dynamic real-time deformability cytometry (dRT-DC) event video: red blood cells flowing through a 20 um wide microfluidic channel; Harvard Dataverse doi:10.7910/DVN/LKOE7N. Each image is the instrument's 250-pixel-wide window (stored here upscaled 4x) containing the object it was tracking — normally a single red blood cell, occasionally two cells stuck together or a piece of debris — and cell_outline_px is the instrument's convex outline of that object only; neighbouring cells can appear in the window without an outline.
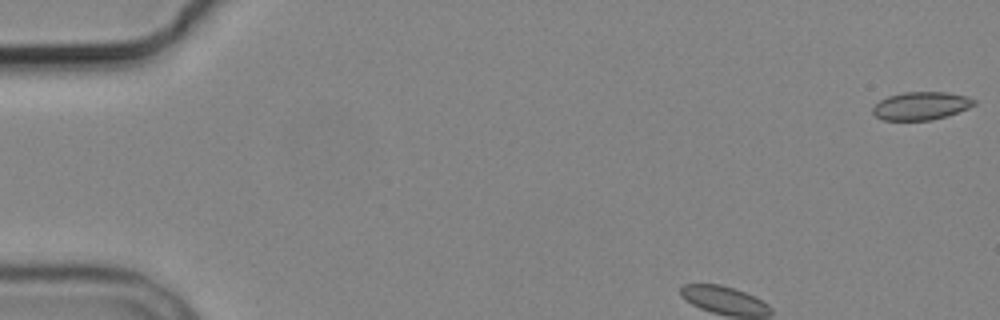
{"species": "common noctule bat (a hibernating species)", "species_latin": "Nyctalus noctula", "temperature_condition": "cold", "stored_images_in_passage": 5, "camera_frame_rate_fps": 3000, "um_per_image_px": 0.085, "animal": {"sex": "male", "body_mass_g": 19.2, "forearm_length_mm": 51.8}, "frame": {"image": 1, "passage_image": 1, "time_ms": 0.0, "image_size_px": [1000, 320], "cell_outline_px": [[976, 104], [968, 108], [948, 116], [932, 120], [884, 120], [876, 116], [872, 112], [872, 108], [880, 100], [888, 96], [904, 92], [948, 92], [968, 96], [976, 100]], "centroid_in_image_um": [78.32, 8.99], "position_along_channel_um": 6.7, "area_um2": 16.65}}
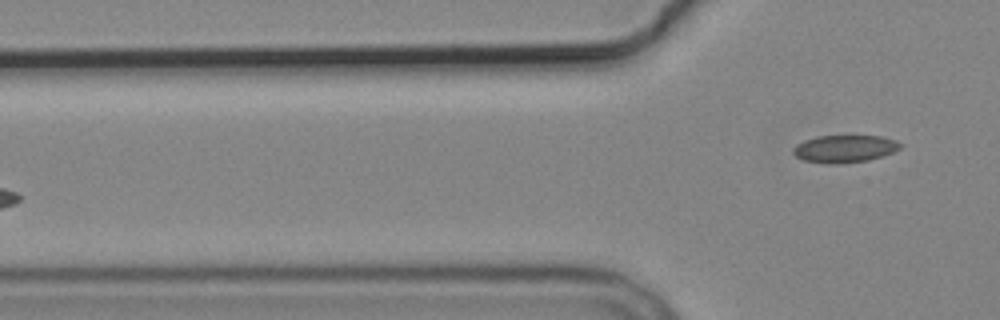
{"frame": {"image": 2, "passage_image": 5, "time_ms": 5.333, "image_size_px": [1000, 320], "cell_outline_px": [[904, 144], [900, 148], [892, 152], [868, 160], [832, 164], [824, 164], [804, 160], [796, 156], [792, 152], [792, 148], [796, 144], [804, 140], [816, 136], [880, 136], [896, 140]], "centroid_in_image_um": [71.76, 12.64], "position_along_channel_um": 54.0, "area_um2": 17.11}}